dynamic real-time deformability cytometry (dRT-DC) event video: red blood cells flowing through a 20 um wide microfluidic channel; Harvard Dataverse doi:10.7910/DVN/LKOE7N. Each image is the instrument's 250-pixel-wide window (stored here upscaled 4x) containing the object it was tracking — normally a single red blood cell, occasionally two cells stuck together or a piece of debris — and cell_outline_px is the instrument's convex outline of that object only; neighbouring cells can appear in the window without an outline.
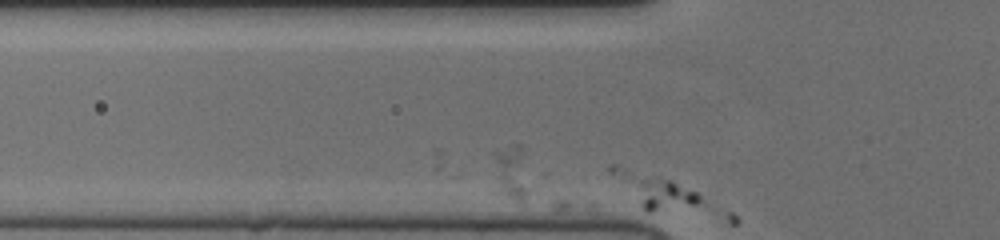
{"species": "human", "species_latin": "Homo sapiens", "temperature_condition": "cold", "stored_images_in_passage": 3, "camera_frame_rate_fps": 3000, "um_per_image_px": 0.085, "donor": {"sex": "female"}, "frame": {"image": 1, "passage_image": 3, "time_ms": 0.667, "image_size_px": [1000, 240], "cell_outline_px": [[740, 220], [736, 224], [716, 224], [648, 212], [644, 208], [640, 188], [640, 180], [656, 176], [672, 180], [696, 192], [732, 212]], "centroid_in_image_um": [57.97, 17.21], "position_along_channel_um": 67.8, "area_um2": 19.25}}